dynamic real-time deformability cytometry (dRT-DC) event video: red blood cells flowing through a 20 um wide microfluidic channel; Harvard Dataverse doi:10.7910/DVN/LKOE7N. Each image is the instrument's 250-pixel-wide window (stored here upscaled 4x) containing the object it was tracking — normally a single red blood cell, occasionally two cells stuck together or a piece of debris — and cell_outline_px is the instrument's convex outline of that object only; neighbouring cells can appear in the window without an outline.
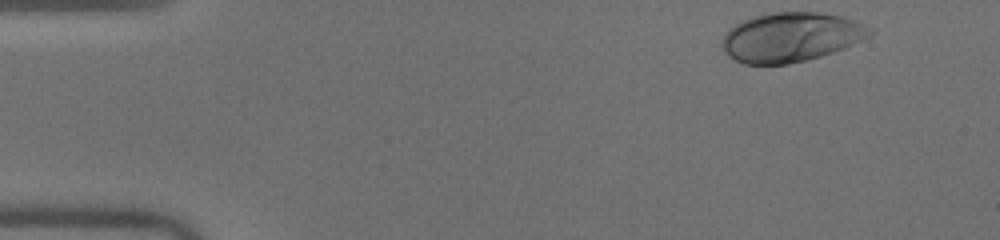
{"species": "human", "species_latin": "Homo sapiens", "temperature_condition": "warm", "stored_images_in_passage": 37, "camera_frame_rate_fps": 3000, "um_per_image_px": 0.085, "donor": {"sex": "male"}, "frame": {"image": 1, "passage_image": 1, "time_ms": 0.0, "image_size_px": [1000, 240], "cell_outline_px": [[876, 32], [844, 48], [808, 60], [788, 64], [744, 64], [728, 56], [724, 52], [720, 44], [724, 36], [736, 24], [752, 16], [772, 12], [820, 12], [840, 16], [876, 28]], "centroid_in_image_um": [67.24, 3.15], "position_along_channel_um": 17.8, "area_um2": 42.48}}
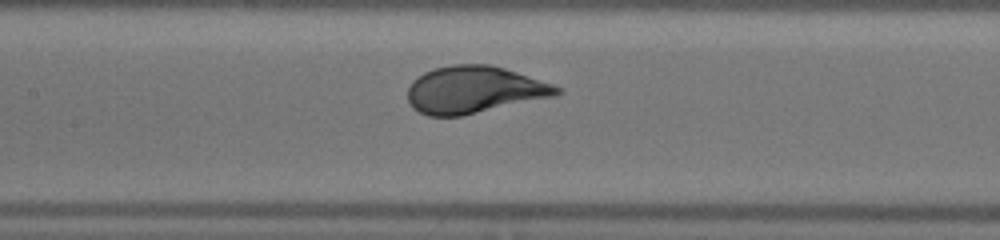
{"frame": {"image": 2, "passage_image": 20, "time_ms": 6.333, "image_size_px": [1000, 240], "cell_outline_px": [[564, 92], [552, 96], [460, 116], [428, 116], [412, 108], [408, 100], [408, 88], [412, 80], [424, 72], [432, 68], [452, 64], [488, 64], [504, 68], [552, 84], [560, 88]], "centroid_in_image_um": [40.24, 7.62], "position_along_channel_um": 167.2, "area_um2": 40.58}}
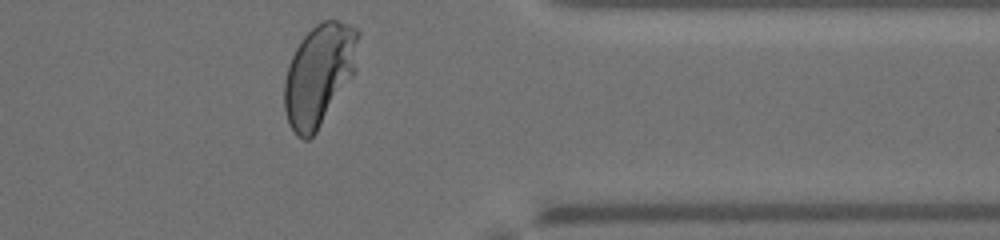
{"frame": {"image": 3, "passage_image": 37, "time_ms": 12.0, "image_size_px": [1000, 240], "cell_outline_px": [[360, 32], [356, 72], [316, 132], [308, 140], [304, 140], [296, 136], [288, 124], [284, 108], [284, 80], [288, 64], [300, 40], [316, 24], [324, 20], [336, 20], [348, 24], [356, 28]], "centroid_in_image_um": [27.13, 6.35], "position_along_channel_um": 384.3, "area_um2": 44.16}, "authors_computed_cell_mechanics": {"area_um2": 40.6334, "velocity_mm_per_s": 4.0399, "shape_relaxation_time_tau1_ms": 2.3634, "shape_relaxation_time_tau2_ms": null, "deformation_change_tau1": 0.1664, "deformation_change_tau2": null}}